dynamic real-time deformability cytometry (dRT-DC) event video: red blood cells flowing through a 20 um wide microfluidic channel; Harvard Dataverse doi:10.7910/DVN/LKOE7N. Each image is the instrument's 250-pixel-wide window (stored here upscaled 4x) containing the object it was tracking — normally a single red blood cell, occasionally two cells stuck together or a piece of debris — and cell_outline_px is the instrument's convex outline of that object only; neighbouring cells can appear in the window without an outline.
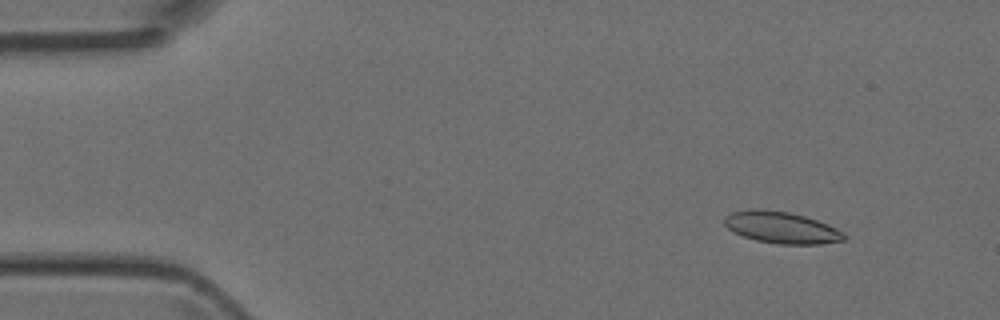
{"species": "Egyptian fruit bat (a non-hibernating species)", "species_latin": "Rousettus aegyptiacus", "temperature_condition": "room temperature", "stored_images_in_passage": 8, "camera_frame_rate_fps": 3000, "um_per_image_px": 0.085, "animal": {"sex": "female"}, "frame": {"image": 1, "passage_image": 1, "time_ms": 0.0, "image_size_px": [1000, 320], "cell_outline_px": [[848, 236], [844, 240], [820, 244], [776, 244], [756, 240], [732, 232], [724, 224], [724, 216], [732, 212], [748, 208], [760, 208], [788, 212], [804, 216], [828, 224], [844, 232]], "centroid_in_image_um": [66.41, 19.33], "position_along_channel_um": 18.6, "area_um2": 22.31}}
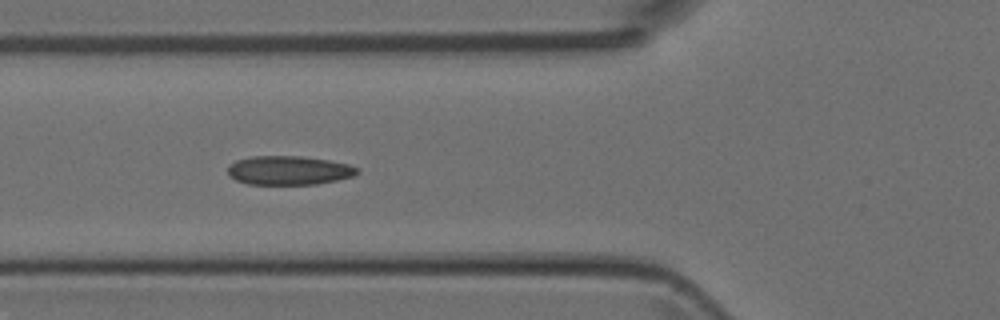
{"frame": {"image": 2, "passage_image": 5, "time_ms": 4.333, "image_size_px": [1000, 320], "cell_outline_px": [[360, 172], [352, 176], [336, 180], [316, 184], [248, 184], [236, 180], [228, 176], [228, 164], [236, 160], [252, 156], [300, 156], [328, 160], [348, 164], [360, 168]], "centroid_in_image_um": [24.53, 14.48], "position_along_channel_um": 101.3, "area_um2": 21.91}}
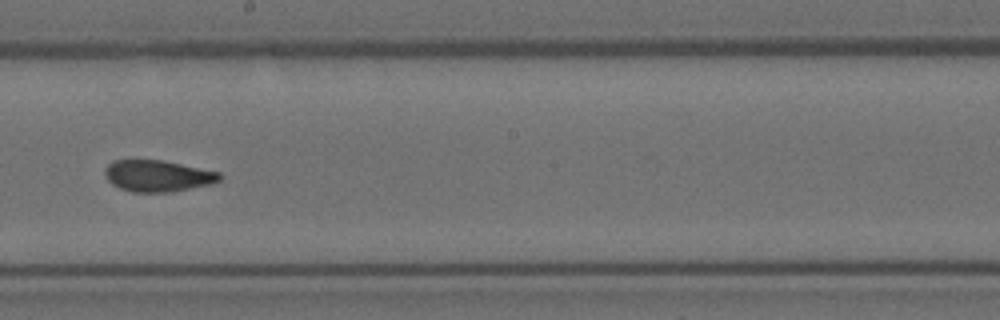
{"frame": {"image": 3, "passage_image": 8, "time_ms": 7.667, "image_size_px": [1000, 320], "cell_outline_px": [[224, 176], [220, 180], [212, 184], [172, 192], [132, 192], [120, 188], [112, 184], [108, 180], [104, 172], [104, 168], [112, 160], [164, 160], [220, 172]], "centroid_in_image_um": [13.43, 14.95], "position_along_channel_um": 234.8, "area_um2": 21.27}}